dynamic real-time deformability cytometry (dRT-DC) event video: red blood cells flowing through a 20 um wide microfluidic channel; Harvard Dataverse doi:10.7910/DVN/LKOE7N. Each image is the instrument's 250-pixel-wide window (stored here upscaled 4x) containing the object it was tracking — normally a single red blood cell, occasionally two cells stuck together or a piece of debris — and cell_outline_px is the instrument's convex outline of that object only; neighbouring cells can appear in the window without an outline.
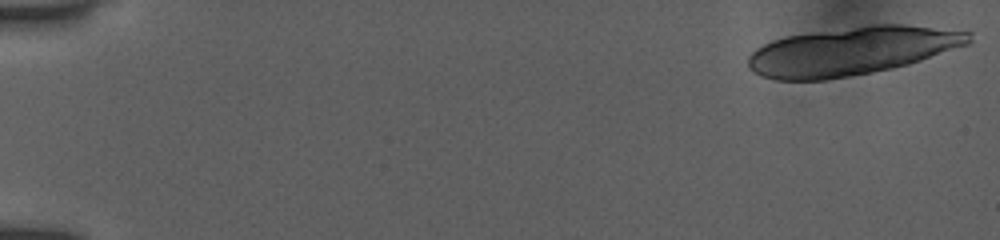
{"species": "human", "species_latin": "Homo sapiens", "temperature_condition": "room temperature", "stored_images_in_passage": 22, "camera_frame_rate_fps": 3000, "um_per_image_px": 0.085, "donor": {"sex": "female"}, "frame": {"image": 1, "passage_image": 1, "time_ms": 0.0, "image_size_px": [1000, 240], "cell_outline_px": [[972, 40], [968, 44], [908, 64], [892, 68], [828, 80], [776, 80], [760, 76], [752, 72], [748, 68], [748, 56], [756, 48], [772, 40], [784, 36], [868, 24], [904, 24], [972, 32]], "centroid_in_image_um": [72.35, 4.33], "position_along_channel_um": 12.7, "area_um2": 62.25}}
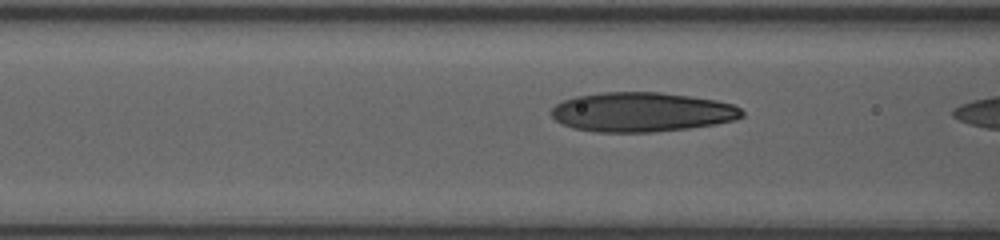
{"frame": {"image": 2, "passage_image": 20, "time_ms": 6.333, "image_size_px": [1000, 240], "cell_outline_px": [[744, 116], [732, 120], [716, 124], [688, 128], [652, 132], [596, 132], [572, 128], [560, 124], [548, 112], [556, 104], [564, 100], [576, 96], [600, 92], [660, 92], [716, 100], [732, 104], [740, 108], [744, 112]], "centroid_in_image_um": [54.51, 9.53], "position_along_channel_um": 112.1, "area_um2": 43.99}}